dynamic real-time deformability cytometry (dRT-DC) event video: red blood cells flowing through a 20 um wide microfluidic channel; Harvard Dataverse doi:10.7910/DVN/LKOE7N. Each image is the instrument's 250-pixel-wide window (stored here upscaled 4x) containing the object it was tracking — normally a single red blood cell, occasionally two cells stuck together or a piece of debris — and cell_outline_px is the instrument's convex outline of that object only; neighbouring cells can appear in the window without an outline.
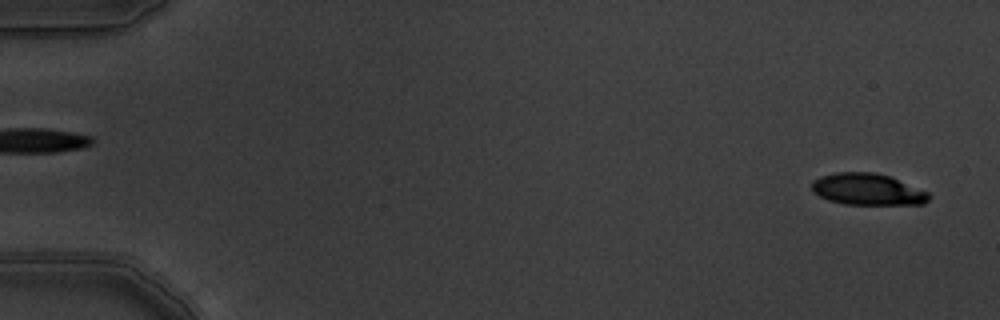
{"species": "common noctule bat (a hibernating species)", "species_latin": "Nyctalus noctula", "temperature_condition": "warm", "stored_images_in_passage": 4, "segment_of_instrument_passage": [2, 2], "camera_frame_rate_fps": 3000, "um_per_image_px": 0.085, "animal": {"sex": "male", "body_mass_g": 19.5, "forearm_length_mm": 54.6}, "frame": {"image": 1, "passage_image": 4, "time_ms": 1.0, "image_size_px": [1000, 320], "cell_outline_px": [[932, 196], [924, 204], [844, 204], [828, 200], [812, 192], [812, 180], [820, 176], [836, 172], [876, 172], [888, 176], [928, 192]], "centroid_in_image_um": [73.71, 16.09], "position_along_channel_um": 11.3, "area_um2": 21.5}}